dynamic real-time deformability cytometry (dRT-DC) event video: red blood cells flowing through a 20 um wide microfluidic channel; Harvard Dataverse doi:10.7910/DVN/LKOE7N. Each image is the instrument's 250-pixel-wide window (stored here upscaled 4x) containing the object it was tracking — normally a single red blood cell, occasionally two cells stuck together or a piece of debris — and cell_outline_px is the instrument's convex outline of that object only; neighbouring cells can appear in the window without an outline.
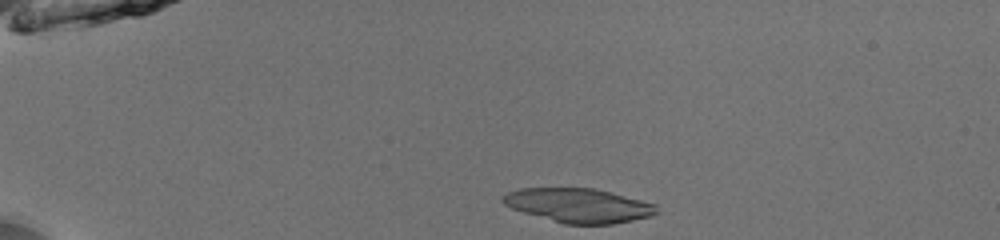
{"species": "common noctule bat (a hibernating species)", "species_latin": "Nyctalus noctula", "temperature_condition": "room temperature", "stored_images_in_passage": 40, "camera_frame_rate_fps": 3000, "um_per_image_px": 0.085, "animal": {"sex": "male", "body_mass_g": 13.0, "forearm_length_mm": 53.1}, "frame": {"image": 1, "passage_image": 1, "time_ms": 0.0, "image_size_px": [1000, 240], "cell_outline_px": [[660, 212], [652, 216], [612, 224], [564, 224], [524, 212], [512, 208], [504, 204], [500, 200], [500, 196], [508, 192], [520, 188], [592, 188], [612, 192], [656, 204]], "centroid_in_image_um": [49.2, 17.46], "position_along_channel_um": 35.8, "area_um2": 30.69}, "authors_computed_cell_mechanics": {"area_um2": 18.2648, "velocity_mm_per_s": 3.9638, "shape_relaxation_time_tau1_ms": 0.9962, "shape_relaxation_time_tau2_ms": 5.4206, "deformation_change_tau1": 0.2555, "deformation_change_tau2": 0.1798}}